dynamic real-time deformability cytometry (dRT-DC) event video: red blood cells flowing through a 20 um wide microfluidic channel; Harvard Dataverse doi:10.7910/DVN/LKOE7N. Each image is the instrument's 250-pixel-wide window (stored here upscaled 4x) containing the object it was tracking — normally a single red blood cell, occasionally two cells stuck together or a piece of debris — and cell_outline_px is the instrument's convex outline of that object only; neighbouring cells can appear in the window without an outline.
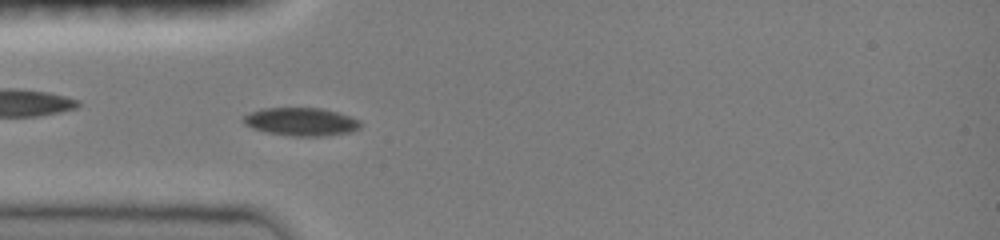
{"species": "common noctule bat (a hibernating species)", "species_latin": "Nyctalus noctula", "temperature_condition": "room temperature", "stored_images_in_passage": 47, "camera_frame_rate_fps": 3000, "um_per_image_px": 0.085, "animal": {"sex": "female", "body_mass_g": 19.0, "forearm_length_mm": 51.5}, "frame": {"image": 1, "passage_image": 13, "time_ms": 4.0, "image_size_px": [1000, 240], "cell_outline_px": [[364, 124], [360, 128], [352, 132], [328, 136], [292, 136], [268, 132], [252, 128], [244, 124], [240, 120], [240, 116], [248, 112], [260, 108], [320, 108], [336, 112], [360, 120]], "centroid_in_image_um": [25.56, 10.35], "position_along_channel_um": 59.4, "area_um2": 19.54}}
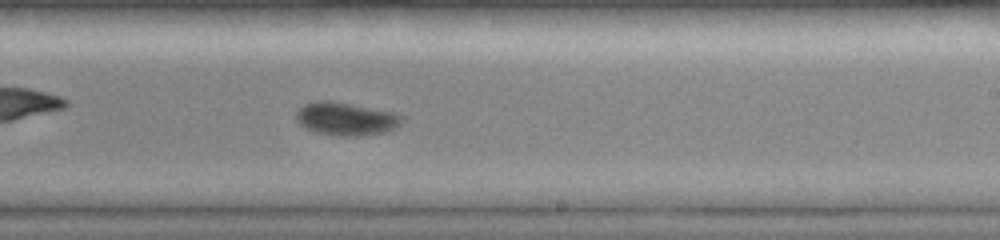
{"frame": {"image": 2, "passage_image": 28, "time_ms": 9.0, "image_size_px": [1000, 240], "cell_outline_px": [[400, 124], [384, 132], [356, 136], [340, 136], [316, 132], [304, 128], [296, 120], [296, 112], [304, 104], [316, 100], [332, 100], [396, 112], [400, 116]], "centroid_in_image_um": [29.35, 10.08], "position_along_channel_um": 259.7, "area_um2": 20.35}}
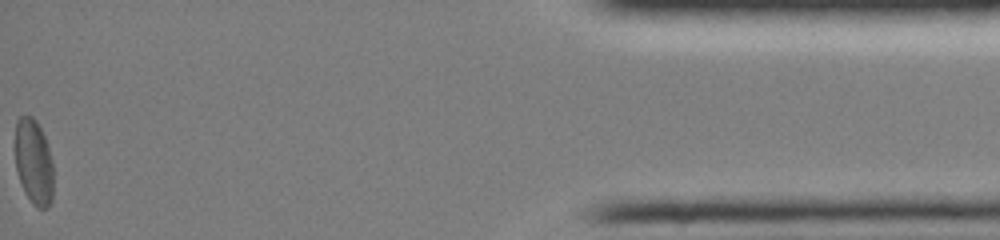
{"frame": {"image": 3, "passage_image": 47, "time_ms": 15.333, "image_size_px": [1000, 240], "cell_outline_px": [[52, 200], [48, 208], [36, 208], [24, 192], [16, 172], [16, 120], [20, 116], [32, 116], [36, 120], [44, 136], [52, 160]], "centroid_in_image_um": [2.86, 13.79], "position_along_channel_um": 432.3, "area_um2": 18.96}, "authors_computed_cell_mechanics": {"area_um2": 19.5364, "velocity_mm_per_s": 4.0348, "shape_relaxation_time_tau1_ms": 4.3847, "shape_relaxation_time_tau2_ms": null, "deformation_change_tau1": 0.1075, "deformation_change_tau2": null}}